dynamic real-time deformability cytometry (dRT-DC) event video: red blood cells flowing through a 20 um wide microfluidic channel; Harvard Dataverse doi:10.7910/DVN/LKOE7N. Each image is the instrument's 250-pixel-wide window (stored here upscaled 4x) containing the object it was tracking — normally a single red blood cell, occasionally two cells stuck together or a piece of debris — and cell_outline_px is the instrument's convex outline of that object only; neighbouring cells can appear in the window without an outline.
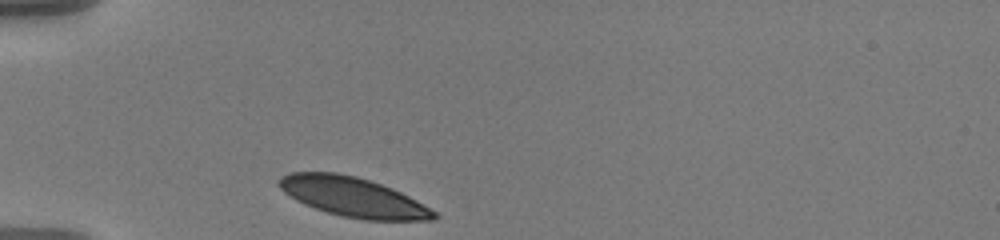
{"species": "human", "species_latin": "Homo sapiens", "temperature_condition": "warm", "stored_images_in_passage": 11, "camera_frame_rate_fps": 3000, "um_per_image_px": 0.085, "donor": {"sex": "male"}, "frame": {"image": 1, "passage_image": 1, "time_ms": 0.0, "image_size_px": [1000, 240], "cell_outline_px": [[440, 216], [436, 220], [364, 220], [340, 216], [304, 204], [296, 200], [284, 192], [280, 188], [280, 176], [288, 172], [336, 172], [356, 176], [392, 188], [416, 200], [436, 212]], "centroid_in_image_um": [30.02, 16.75], "position_along_channel_um": 55.0, "area_um2": 35.55}}
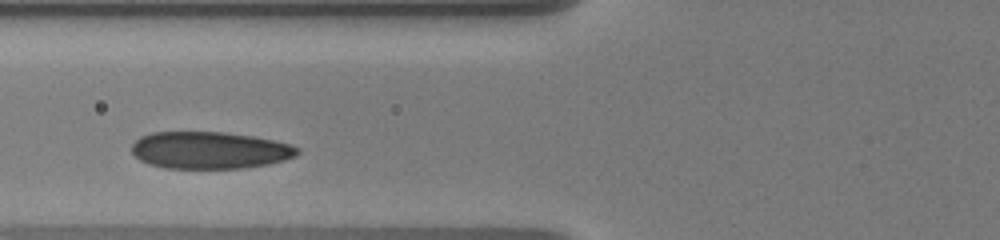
{"frame": {"image": 2, "passage_image": 7, "time_ms": 2.0, "image_size_px": [1000, 240], "cell_outline_px": [[300, 152], [296, 156], [284, 160], [268, 164], [244, 168], [164, 168], [148, 164], [140, 160], [132, 152], [132, 144], [140, 136], [152, 132], [224, 132], [252, 136], [272, 140], [288, 144], [300, 148]], "centroid_in_image_um": [17.81, 12.77], "position_along_channel_um": 108.0, "area_um2": 35.84}}
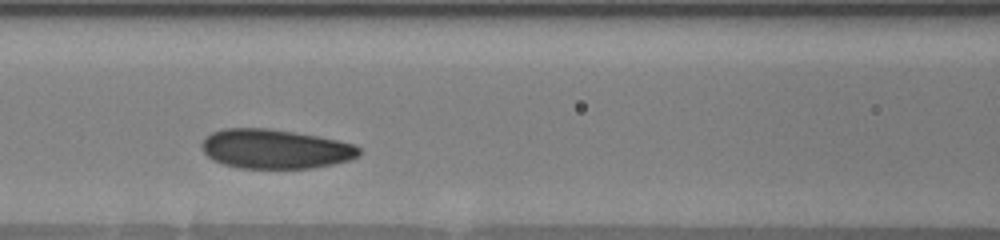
{"frame": {"image": 3, "passage_image": 10, "time_ms": 3.0, "image_size_px": [1000, 240], "cell_outline_px": [[360, 152], [356, 156], [348, 160], [332, 164], [312, 168], [240, 168], [224, 164], [208, 156], [200, 148], [200, 144], [204, 136], [212, 132], [224, 128], [268, 128], [316, 136], [356, 144], [360, 148]], "centroid_in_image_um": [23.34, 12.65], "position_along_channel_um": 143.3, "area_um2": 35.95}}